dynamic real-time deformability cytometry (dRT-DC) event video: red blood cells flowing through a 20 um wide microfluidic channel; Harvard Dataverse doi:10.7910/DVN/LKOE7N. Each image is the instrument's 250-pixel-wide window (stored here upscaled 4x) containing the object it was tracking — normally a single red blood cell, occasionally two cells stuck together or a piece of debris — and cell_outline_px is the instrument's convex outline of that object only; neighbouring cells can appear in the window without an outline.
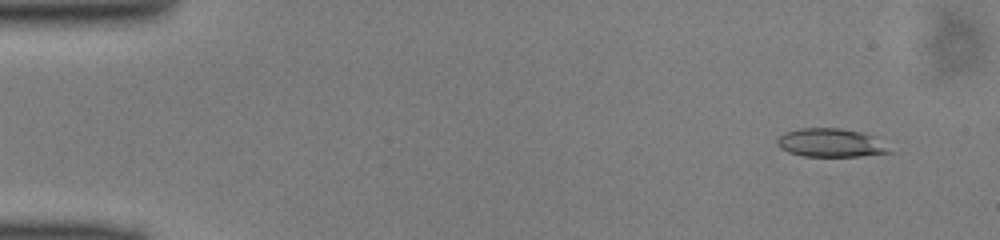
{"species": "common noctule bat (a hibernating species)", "species_latin": "Nyctalus noctula", "temperature_condition": "cold", "stored_images_in_passage": 49, "camera_frame_rate_fps": 3000, "um_per_image_px": 0.085, "animal": {"sex": "male", "body_mass_g": 13.0, "forearm_length_mm": 53.1}, "frame": {"image": 1, "passage_image": 4, "time_ms": 1.0, "image_size_px": [1000, 240], "cell_outline_px": [[896, 152], [860, 156], [804, 156], [788, 152], [780, 148], [776, 144], [776, 140], [784, 132], [800, 128], [840, 128], [860, 132], [872, 136]], "centroid_in_image_um": [70.59, 12.14], "position_along_channel_um": 14.4, "area_um2": 18.61}}
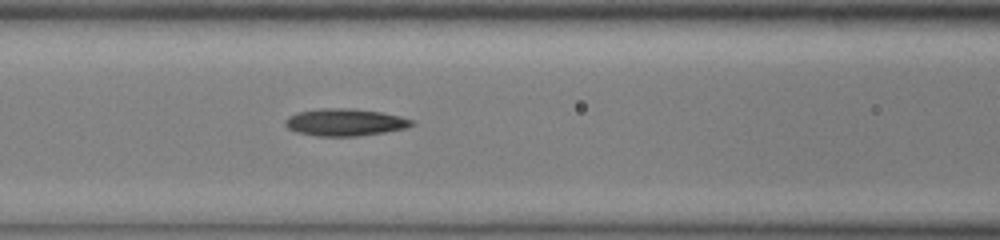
{"frame": {"image": 2, "passage_image": 21, "time_ms": 6.667, "image_size_px": [1000, 240], "cell_outline_px": [[416, 124], [404, 128], [384, 132], [356, 136], [316, 136], [296, 132], [288, 128], [284, 124], [284, 120], [288, 116], [296, 112], [320, 108], [352, 108], [380, 112], [400, 116], [412, 120]], "centroid_in_image_um": [29.27, 10.38], "position_along_channel_um": 137.3, "area_um2": 20.11}}
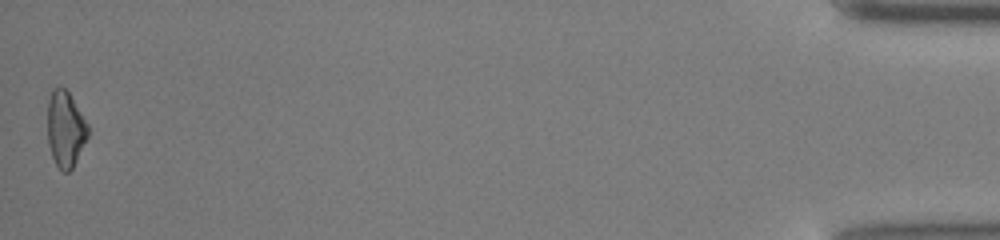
{"frame": {"image": 3, "passage_image": 49, "time_ms": 16.0, "image_size_px": [1000, 240], "cell_outline_px": [[88, 136], [72, 168], [68, 172], [64, 172], [56, 164], [52, 156], [48, 144], [48, 100], [52, 88], [64, 88], [68, 92], [88, 124]], "centroid_in_image_um": [5.55, 10.97], "position_along_channel_um": 429.6, "area_um2": 17.57}}